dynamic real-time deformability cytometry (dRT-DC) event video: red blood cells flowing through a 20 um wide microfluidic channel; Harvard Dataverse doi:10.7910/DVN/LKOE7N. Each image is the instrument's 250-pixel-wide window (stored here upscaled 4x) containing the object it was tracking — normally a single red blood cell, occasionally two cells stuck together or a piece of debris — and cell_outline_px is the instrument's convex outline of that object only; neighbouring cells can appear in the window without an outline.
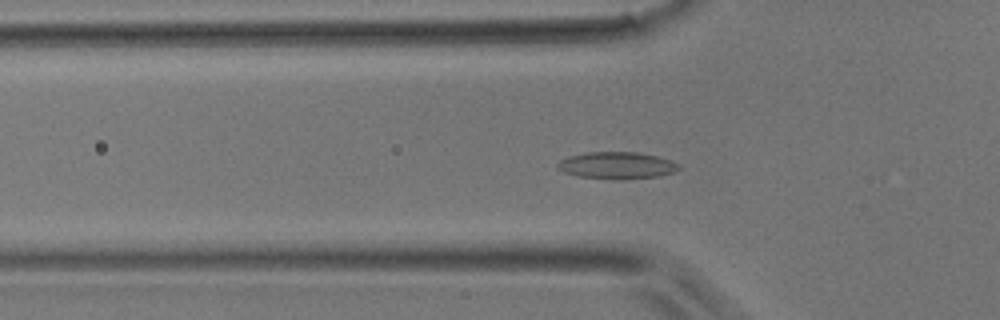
{"species": "common noctule bat (a hibernating species)", "species_latin": "Nyctalus noctula", "temperature_condition": "room temperature", "stored_images_in_passage": 45, "camera_frame_rate_fps": 3000, "um_per_image_px": 0.085, "animal": {"sex": "male", "body_mass_g": 17.9}, "frame": {"image": 1, "passage_image": 15, "time_ms": 4.667, "image_size_px": [1000, 320], "cell_outline_px": [[680, 168], [676, 172], [660, 176], [624, 180], [616, 180], [580, 176], [564, 172], [556, 168], [556, 164], [560, 160], [568, 156], [588, 152], [636, 152], [656, 156], [672, 160], [680, 164]], "centroid_in_image_um": [52.46, 14.07], "position_along_channel_um": 73.3, "area_um2": 19.31}}
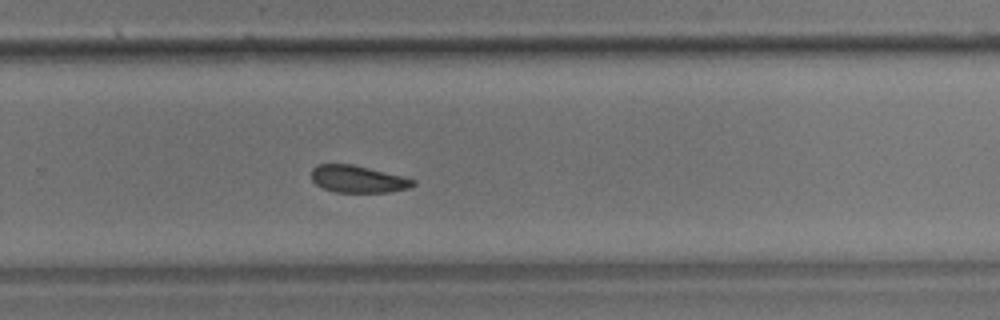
{"frame": {"image": 2, "passage_image": 30, "time_ms": 9.667, "image_size_px": [1000, 320], "cell_outline_px": [[416, 184], [408, 188], [388, 192], [336, 192], [324, 188], [316, 184], [312, 180], [312, 168], [316, 164], [352, 164], [416, 180]], "centroid_in_image_um": [30.39, 15.22], "position_along_channel_um": 299.4, "area_um2": 15.84}}
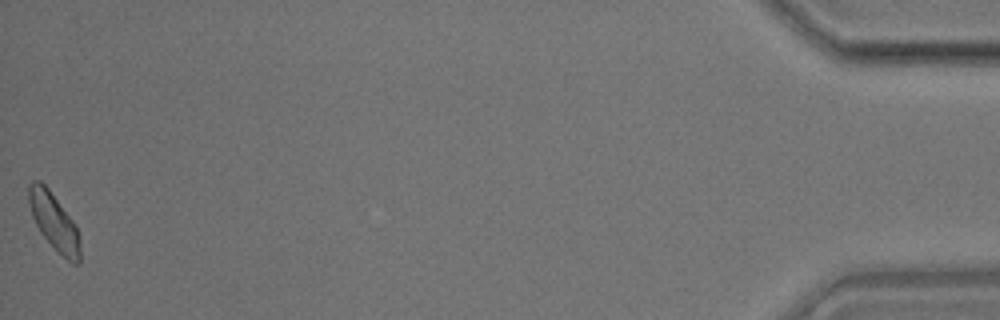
{"frame": {"image": 3, "passage_image": 45, "time_ms": 14.667, "image_size_px": [1000, 320], "cell_outline_px": [[80, 264], [72, 264], [40, 232], [32, 216], [28, 200], [28, 184], [32, 180], [40, 180], [48, 188], [76, 224], [80, 240]], "centroid_in_image_um": [4.6, 18.81], "position_along_channel_um": 430.6, "area_um2": 16.88}}